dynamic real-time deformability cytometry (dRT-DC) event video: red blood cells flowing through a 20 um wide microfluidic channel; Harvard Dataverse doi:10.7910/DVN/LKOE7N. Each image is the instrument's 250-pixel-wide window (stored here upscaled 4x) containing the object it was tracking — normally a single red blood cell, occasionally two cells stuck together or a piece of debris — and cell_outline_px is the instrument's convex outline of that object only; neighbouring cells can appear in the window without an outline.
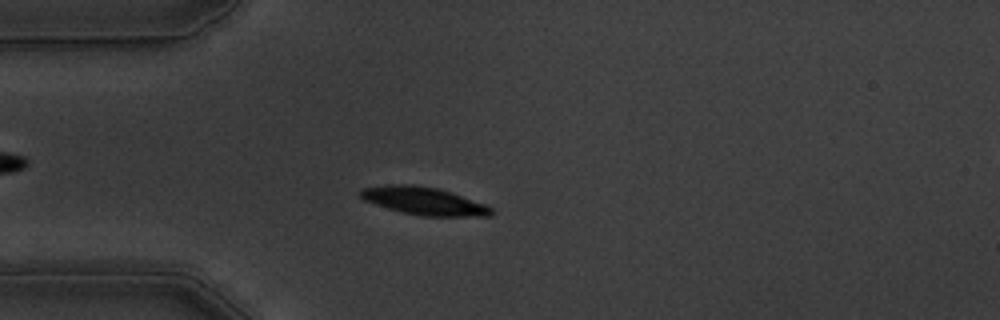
{"species": "common noctule bat (a hibernating species)", "species_latin": "Nyctalus noctula", "temperature_condition": "warm", "stored_images_in_passage": 57, "camera_frame_rate_fps": 3000, "um_per_image_px": 0.085, "animal": {"sex": "male", "body_mass_g": 19.5, "forearm_length_mm": 54.6}, "frame": {"image": 1, "passage_image": 15, "time_ms": 4.667, "image_size_px": [1000, 320], "cell_outline_px": [[496, 212], [492, 216], [424, 216], [400, 212], [364, 200], [360, 196], [360, 188], [388, 184], [412, 184], [436, 188], [484, 204], [492, 208]], "centroid_in_image_um": [36.01, 17.08], "position_along_channel_um": 49.0, "area_um2": 20.98}}
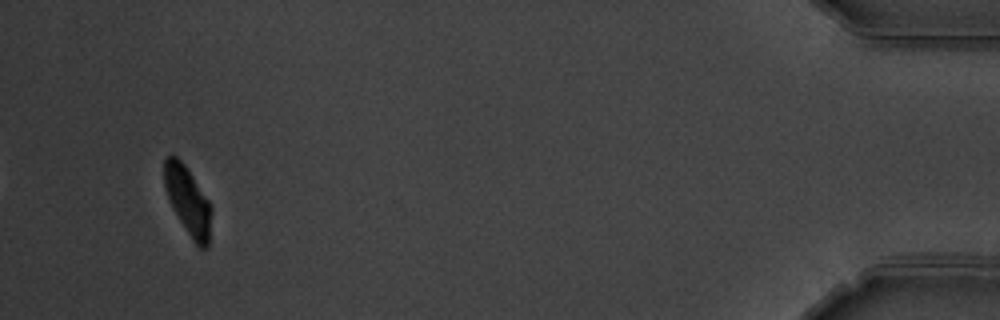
{"frame": {"image": 2, "passage_image": 54, "time_ms": 17.667, "image_size_px": [1000, 320], "cell_outline_px": [[212, 212], [208, 244], [204, 248], [200, 248], [192, 240], [172, 208], [164, 188], [164, 160], [168, 156], [176, 156], [184, 164], [212, 204]], "centroid_in_image_um": [15.97, 17.06], "position_along_channel_um": 419.2, "area_um2": 18.73}, "authors_computed_cell_mechanics": {"area_um2": 20.5768, "velocity_mm_per_s": 3.5286, "shape_relaxation_time_tau1_ms": 2.2743, "shape_relaxation_time_tau2_ms": null, "deformation_change_tau1": 0.153, "deformation_change_tau2": null}}